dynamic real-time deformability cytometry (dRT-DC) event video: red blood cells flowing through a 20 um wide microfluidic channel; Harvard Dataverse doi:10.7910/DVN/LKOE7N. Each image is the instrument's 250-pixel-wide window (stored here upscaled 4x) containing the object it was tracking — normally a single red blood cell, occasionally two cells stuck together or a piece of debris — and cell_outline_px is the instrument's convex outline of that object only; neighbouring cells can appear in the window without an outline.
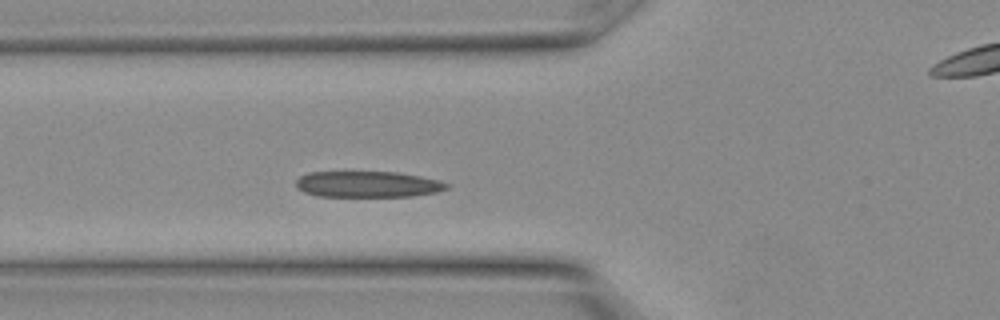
{"species": "Egyptian fruit bat (a non-hibernating species)", "species_latin": "Rousettus aegyptiacus", "temperature_condition": "warm", "stored_images_in_passage": 6, "camera_frame_rate_fps": 3000, "um_per_image_px": 0.085, "animal": {"sex": "female"}, "frame": {"image": 1, "passage_image": 4, "time_ms": 1.0, "image_size_px": [1000, 320], "cell_outline_px": [[448, 188], [436, 192], [412, 196], [320, 196], [304, 192], [296, 188], [296, 180], [300, 176], [308, 172], [396, 172], [420, 176], [440, 180], [448, 184]], "centroid_in_image_um": [31.24, 15.66], "position_along_channel_um": 94.6, "area_um2": 22.83}}
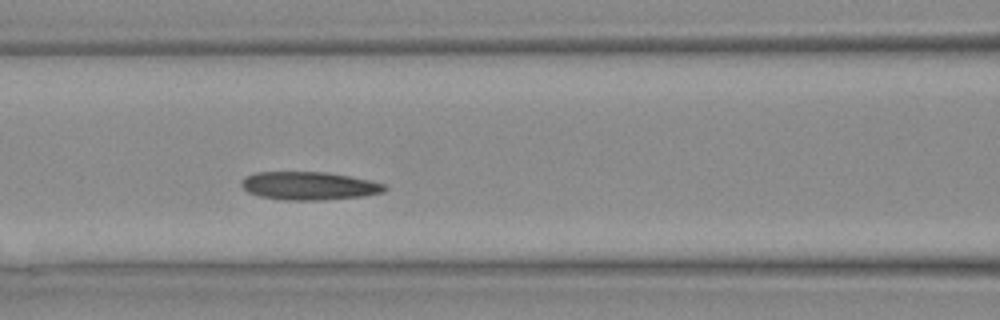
{"frame": {"image": 2, "passage_image": 6, "time_ms": 1.667, "image_size_px": [1000, 320], "cell_outline_px": [[388, 188], [384, 192], [364, 196], [320, 200], [288, 200], [260, 196], [248, 192], [240, 184], [240, 180], [244, 176], [256, 172], [324, 172], [348, 176], [368, 180], [384, 184]], "centroid_in_image_um": [26.24, 15.79], "position_along_channel_um": 140.4, "area_um2": 23.41}}